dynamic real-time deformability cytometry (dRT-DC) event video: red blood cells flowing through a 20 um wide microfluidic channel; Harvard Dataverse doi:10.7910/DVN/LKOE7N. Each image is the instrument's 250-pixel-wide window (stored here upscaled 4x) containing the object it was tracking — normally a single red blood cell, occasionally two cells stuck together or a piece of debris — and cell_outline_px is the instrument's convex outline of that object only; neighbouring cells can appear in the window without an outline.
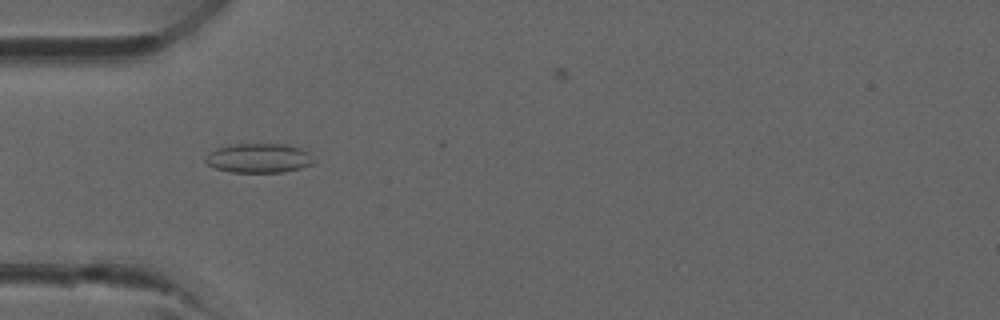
{"species": "common noctule bat (a hibernating species)", "species_latin": "Nyctalus noctula", "temperature_condition": "room temperature", "stored_images_in_passage": 11, "camera_frame_rate_fps": 3000, "um_per_image_px": 0.085, "animal": {"sex": "male", "forearm_length_mm": 52.5}, "frame": {"image": 1, "passage_image": 6, "time_ms": 1.667, "image_size_px": [1000, 320], "cell_outline_px": [[316, 160], [312, 164], [300, 168], [284, 172], [232, 172], [216, 168], [208, 164], [204, 160], [208, 152], [216, 148], [236, 144], [288, 144], [300, 148], [308, 152]], "centroid_in_image_um": [22.02, 13.43], "position_along_channel_um": 63.0, "area_um2": 18.55}}
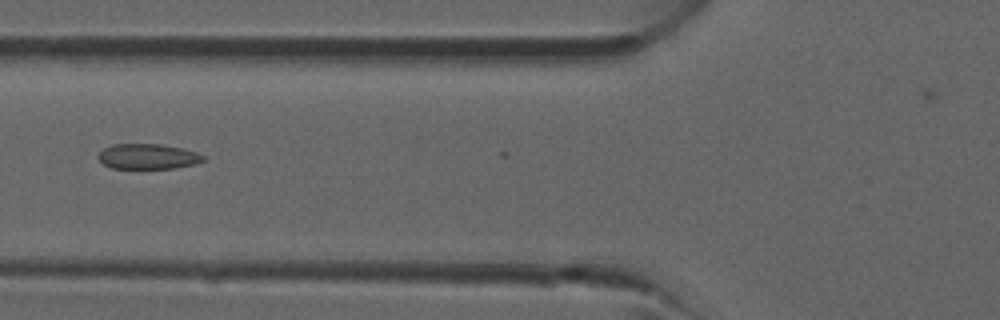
{"frame": {"image": 2, "passage_image": 9, "time_ms": 2.667, "image_size_px": [1000, 320], "cell_outline_px": [[204, 160], [196, 164], [172, 168], [112, 168], [104, 164], [96, 156], [104, 148], [112, 144], [160, 144], [184, 148], [196, 152], [204, 156]], "centroid_in_image_um": [12.57, 13.29], "position_along_channel_um": 113.2, "area_um2": 15.43}}